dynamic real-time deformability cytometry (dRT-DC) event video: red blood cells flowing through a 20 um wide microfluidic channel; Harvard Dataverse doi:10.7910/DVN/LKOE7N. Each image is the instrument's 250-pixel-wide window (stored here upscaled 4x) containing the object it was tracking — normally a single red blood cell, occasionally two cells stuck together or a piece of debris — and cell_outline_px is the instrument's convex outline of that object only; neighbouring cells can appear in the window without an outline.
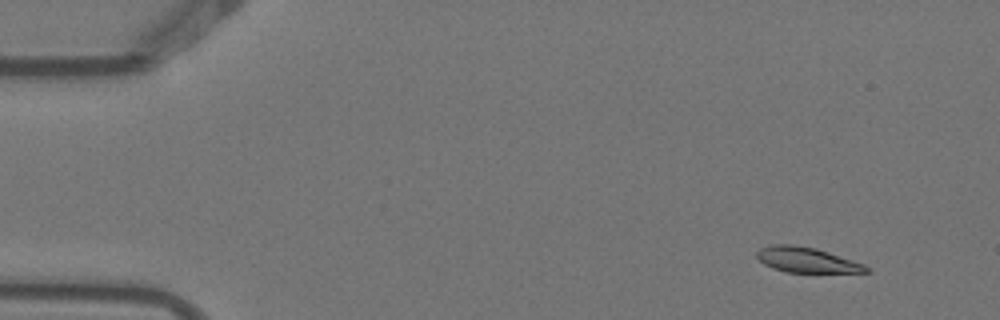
{"species": "Egyptian fruit bat (a non-hibernating species)", "species_latin": "Rousettus aegyptiacus", "temperature_condition": "warm", "stored_images_in_passage": 4, "camera_frame_rate_fps": 3000, "um_per_image_px": 0.085, "animal": {"sex": "female"}, "frame": {"image": 1, "passage_image": 1, "time_ms": 0.0, "image_size_px": [1000, 320], "cell_outline_px": [[868, 272], [784, 272], [772, 268], [764, 264], [756, 256], [756, 252], [760, 248], [772, 244], [796, 244], [816, 248], [864, 264], [868, 268]], "centroid_in_image_um": [68.51, 22.08], "position_along_channel_um": 16.5, "area_um2": 16.01}}
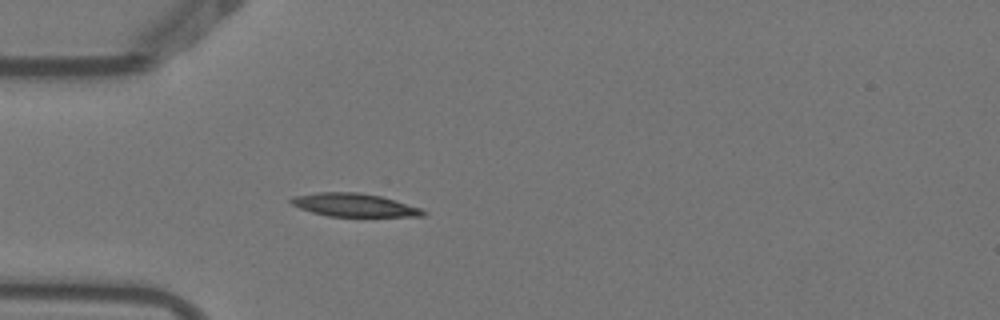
{"frame": {"image": 2, "passage_image": 4, "time_ms": 1.0, "image_size_px": [1000, 320], "cell_outline_px": [[428, 212], [424, 216], [328, 216], [312, 212], [300, 208], [292, 204], [288, 200], [292, 196], [316, 192], [356, 192], [380, 196], [420, 208]], "centroid_in_image_um": [30.05, 17.42], "position_along_channel_um": 54.9, "area_um2": 17.69}}